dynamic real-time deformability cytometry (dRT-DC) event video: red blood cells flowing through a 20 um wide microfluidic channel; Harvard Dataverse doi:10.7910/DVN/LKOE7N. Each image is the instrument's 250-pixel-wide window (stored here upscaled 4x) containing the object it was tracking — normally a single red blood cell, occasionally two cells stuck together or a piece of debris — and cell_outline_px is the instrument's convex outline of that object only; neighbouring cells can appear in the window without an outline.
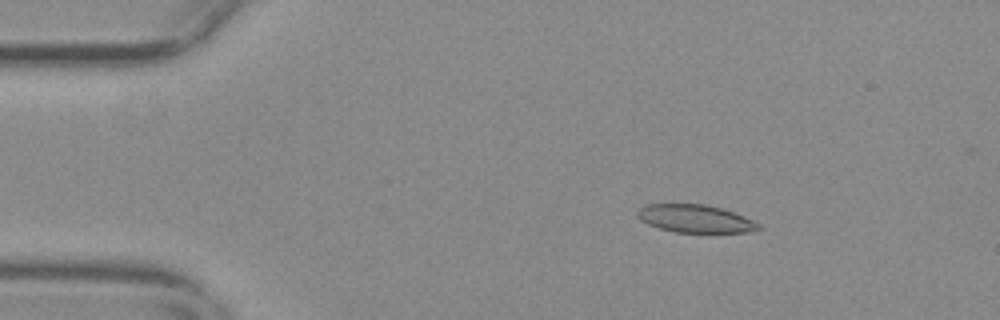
{"species": "common noctule bat (a hibernating species)", "species_latin": "Nyctalus noctula", "temperature_condition": "warm", "stored_images_in_passage": 56, "camera_frame_rate_fps": 3000, "um_per_image_px": 0.085, "animal": {"sex": "female", "body_mass_g": 29.2, "forearm_length_mm": 56.3}, "frame": {"image": 1, "passage_image": 9, "time_ms": 2.667, "image_size_px": [1000, 320], "cell_outline_px": [[764, 228], [748, 232], [676, 232], [660, 228], [648, 224], [640, 220], [636, 216], [636, 212], [640, 208], [648, 204], [704, 204], [720, 208], [744, 216], [760, 224]], "centroid_in_image_um": [59.09, 18.59], "position_along_channel_um": 25.9, "area_um2": 19.54}}
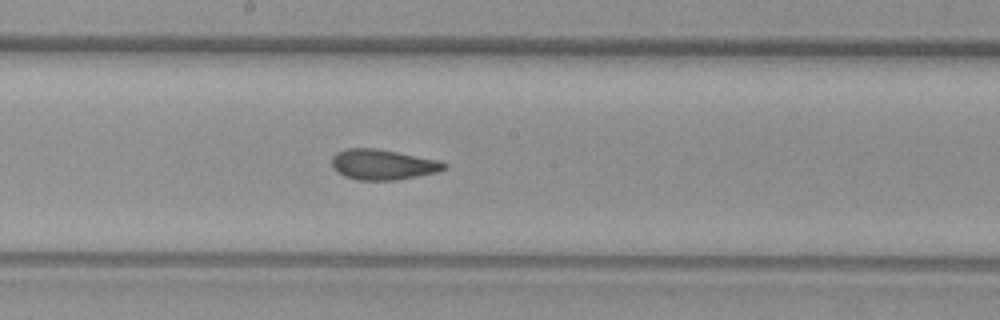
{"frame": {"image": 2, "passage_image": 30, "time_ms": 9.667, "image_size_px": [1000, 320], "cell_outline_px": [[448, 168], [440, 172], [396, 180], [356, 180], [344, 176], [336, 172], [332, 168], [332, 156], [336, 152], [344, 148], [376, 148], [440, 160], [448, 164]], "centroid_in_image_um": [32.55, 13.99], "position_along_channel_um": 215.6, "area_um2": 20.29}}
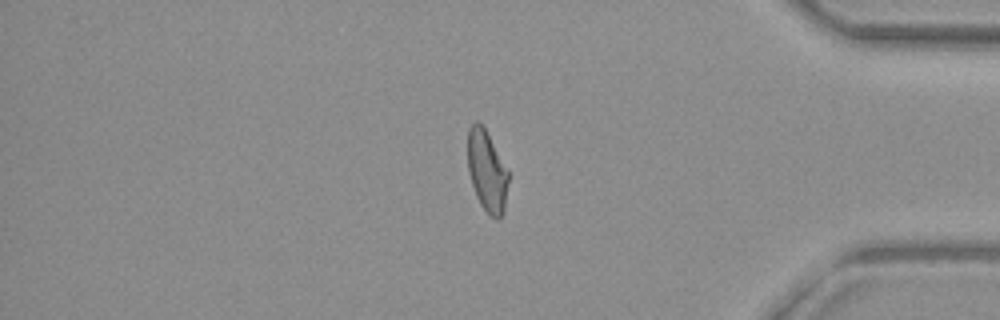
{"frame": {"image": 3, "passage_image": 47, "time_ms": 15.333, "image_size_px": [1000, 320], "cell_outline_px": [[508, 180], [504, 212], [500, 220], [496, 220], [480, 204], [476, 196], [468, 172], [468, 128], [476, 120], [484, 128], [508, 168]], "centroid_in_image_um": [41.4, 14.56], "position_along_channel_um": 393.8, "area_um2": 19.19}, "authors_computed_cell_mechanics": {"area_um2": 20.2878, "velocity_mm_per_s": 3.6718, "shape_relaxation_time_tau1_ms": null, "shape_relaxation_time_tau2_ms": 1.4643, "deformation_change_tau1": null, "deformation_change_tau2": 0.0759}}